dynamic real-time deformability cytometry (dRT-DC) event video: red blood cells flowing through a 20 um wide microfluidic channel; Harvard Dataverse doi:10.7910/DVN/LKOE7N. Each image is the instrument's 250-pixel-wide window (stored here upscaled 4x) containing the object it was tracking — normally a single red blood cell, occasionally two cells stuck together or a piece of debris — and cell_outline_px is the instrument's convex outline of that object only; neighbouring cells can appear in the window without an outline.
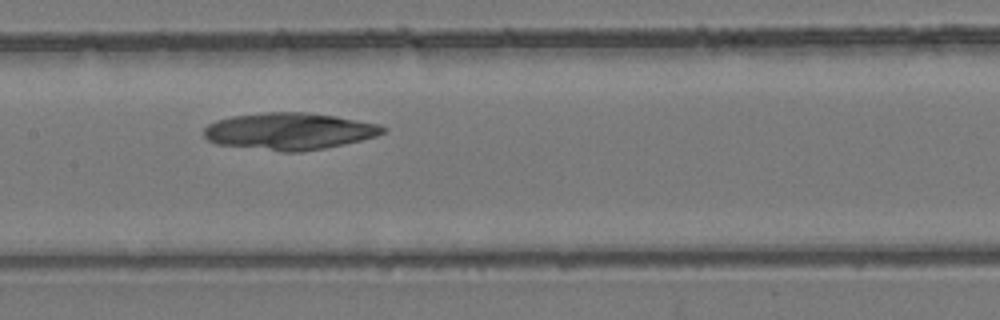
{"species": "common noctule bat (a hibernating species)", "species_latin": "Nyctalus noctula", "temperature_condition": "room temperature", "stored_images_in_passage": 27, "camera_frame_rate_fps": 3000, "um_per_image_px": 0.085, "animal": {"sex": "female", "body_mass_g": 24.6, "forearm_length_mm": 56.2}, "frame": {"image": 1, "passage_image": 10, "time_ms": 3.0, "image_size_px": [1000, 320], "cell_outline_px": [[388, 128], [384, 132], [376, 136], [344, 144], [324, 148], [300, 152], [284, 152], [216, 144], [208, 140], [204, 136], [204, 128], [208, 124], [216, 120], [232, 116], [264, 112], [304, 112], [336, 116], [380, 124]], "centroid_in_image_um": [24.58, 11.15], "position_along_channel_um": 182.8, "area_um2": 38.61}}
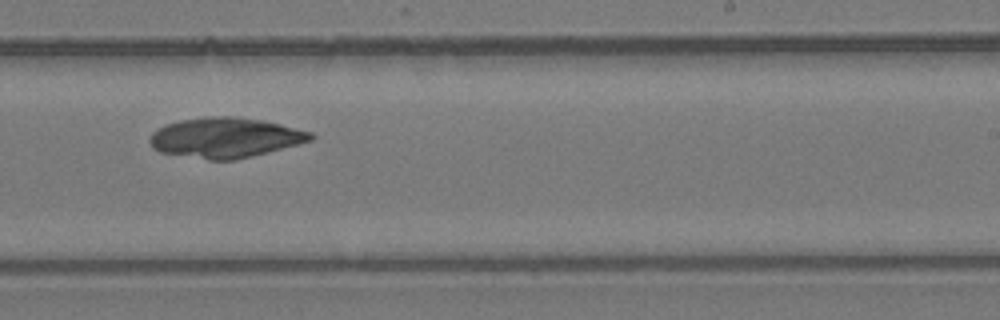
{"frame": {"image": 2, "passage_image": 15, "time_ms": 4.667, "image_size_px": [1000, 320], "cell_outline_px": [[316, 136], [312, 140], [268, 152], [236, 160], [208, 160], [160, 152], [152, 148], [148, 140], [152, 132], [168, 124], [180, 120], [208, 116], [232, 116], [264, 120], [312, 132]], "centroid_in_image_um": [19.14, 11.7], "position_along_channel_um": 269.9, "area_um2": 37.63}}
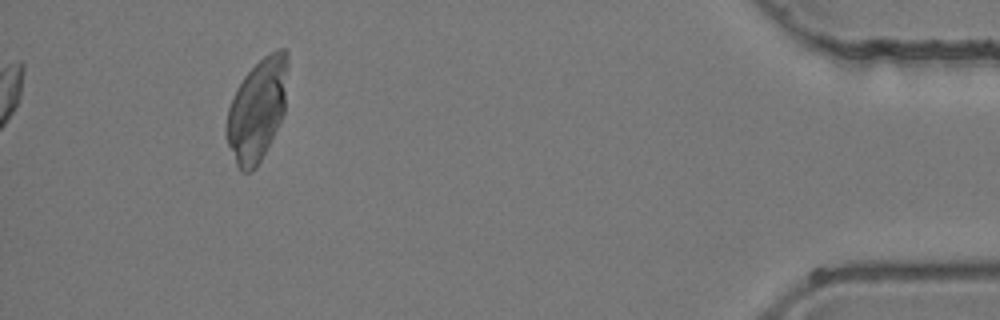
{"frame": {"image": 3, "passage_image": 27, "time_ms": 8.667, "image_size_px": [1000, 320], "cell_outline_px": [[288, 68], [284, 112], [256, 168], [248, 172], [240, 172], [236, 164], [228, 144], [224, 132], [224, 128], [228, 108], [232, 96], [236, 88], [244, 76], [264, 56], [280, 48], [288, 48]], "centroid_in_image_um": [21.84, 9.3], "position_along_channel_um": 413.4, "area_um2": 36.36}}